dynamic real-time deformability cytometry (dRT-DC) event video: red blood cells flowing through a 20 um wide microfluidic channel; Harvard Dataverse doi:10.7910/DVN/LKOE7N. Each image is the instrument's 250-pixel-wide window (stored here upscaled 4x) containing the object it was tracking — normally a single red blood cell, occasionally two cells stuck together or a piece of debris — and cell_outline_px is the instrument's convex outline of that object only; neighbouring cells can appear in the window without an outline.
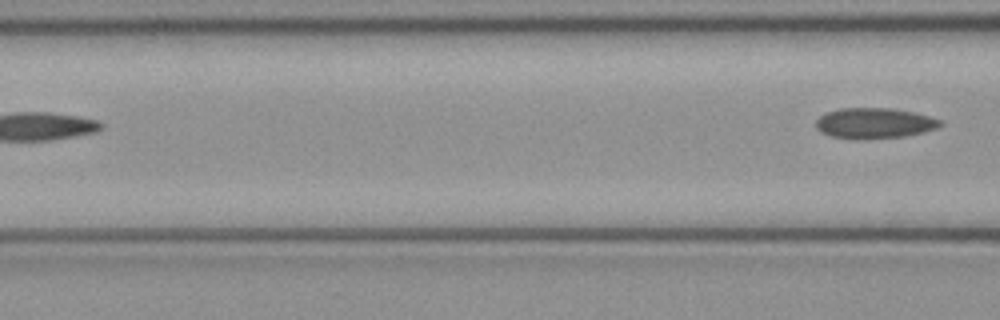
{"species": "common noctule bat (a hibernating species)", "species_latin": "Nyctalus noctula", "temperature_condition": "cold", "stored_images_in_passage": 5, "camera_frame_rate_fps": 3000, "um_per_image_px": 0.085, "animal": {"sex": "female", "body_mass_g": 21.9}, "frame": {"image": 1, "passage_image": 5, "time_ms": 1.333, "image_size_px": [1000, 320], "cell_outline_px": [[944, 124], [940, 128], [924, 132], [904, 136], [864, 140], [860, 140], [832, 136], [820, 132], [816, 128], [816, 120], [820, 116], [828, 112], [840, 108], [888, 108], [912, 112], [944, 120]], "centroid_in_image_um": [74.36, 10.48], "position_along_channel_um": 92.2, "area_um2": 22.37}}